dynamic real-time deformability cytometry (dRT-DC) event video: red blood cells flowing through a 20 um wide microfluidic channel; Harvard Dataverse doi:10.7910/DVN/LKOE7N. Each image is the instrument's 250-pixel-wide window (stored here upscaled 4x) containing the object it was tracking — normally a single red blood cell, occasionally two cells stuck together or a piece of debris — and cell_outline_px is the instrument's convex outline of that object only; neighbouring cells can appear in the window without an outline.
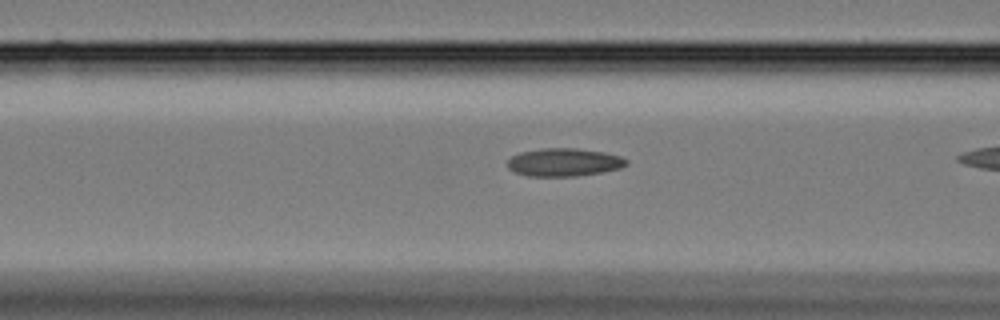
{"species": "Egyptian fruit bat (a non-hibernating species)", "species_latin": "Rousettus aegyptiacus", "temperature_condition": "cold", "stored_images_in_passage": 46, "camera_frame_rate_fps": 3000, "um_per_image_px": 0.085, "animal": {"sex": "female"}, "frame": {"image": 1, "passage_image": 14, "time_ms": 4.333, "image_size_px": [1000, 320], "cell_outline_px": [[628, 164], [620, 168], [600, 172], [576, 176], [528, 176], [516, 172], [508, 168], [508, 160], [512, 156], [520, 152], [540, 148], [576, 148], [604, 152], [620, 156], [628, 160]], "centroid_in_image_um": [47.94, 13.78], "position_along_channel_um": 118.7, "area_um2": 19.36}}
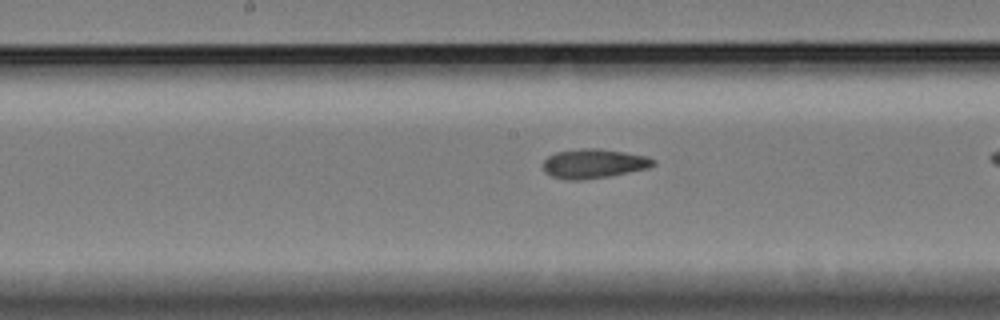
{"frame": {"image": 2, "passage_image": 21, "time_ms": 6.667, "image_size_px": [1000, 320], "cell_outline_px": [[656, 164], [648, 168], [608, 176], [584, 180], [564, 180], [552, 176], [544, 172], [544, 160], [548, 156], [556, 152], [584, 148], [600, 148], [648, 156], [656, 160]], "centroid_in_image_um": [50.47, 13.9], "position_along_channel_um": 197.7, "area_um2": 18.9}}
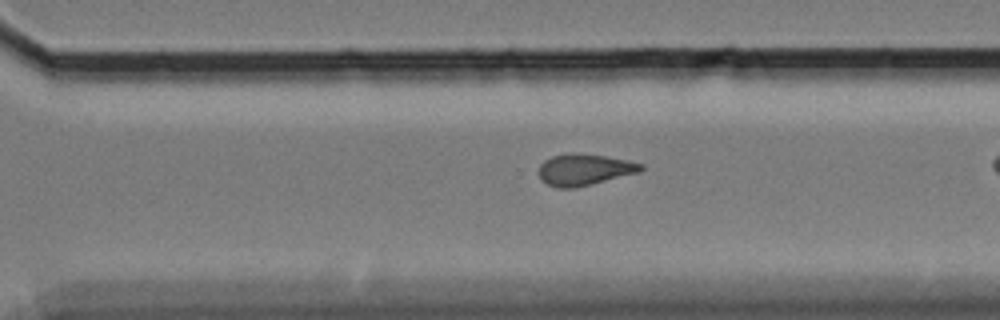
{"frame": {"image": 3, "passage_image": 32, "time_ms": 10.333, "image_size_px": [1000, 320], "cell_outline_px": [[644, 168], [640, 172], [576, 188], [556, 188], [540, 180], [540, 164], [544, 160], [552, 156], [572, 152], [576, 152], [604, 156], [628, 160], [644, 164]], "centroid_in_image_um": [49.68, 14.42], "position_along_channel_um": 320.9, "area_um2": 18.84}, "authors_computed_cell_mechanics": {"area_um2": 18.5249, "velocity_mm_per_s": 3.3696, "shape_relaxation_time_tau1_ms": null, "shape_relaxation_time_tau2_ms": 5.2627, "deformation_change_tau1": null, "deformation_change_tau2": 0.1254}}